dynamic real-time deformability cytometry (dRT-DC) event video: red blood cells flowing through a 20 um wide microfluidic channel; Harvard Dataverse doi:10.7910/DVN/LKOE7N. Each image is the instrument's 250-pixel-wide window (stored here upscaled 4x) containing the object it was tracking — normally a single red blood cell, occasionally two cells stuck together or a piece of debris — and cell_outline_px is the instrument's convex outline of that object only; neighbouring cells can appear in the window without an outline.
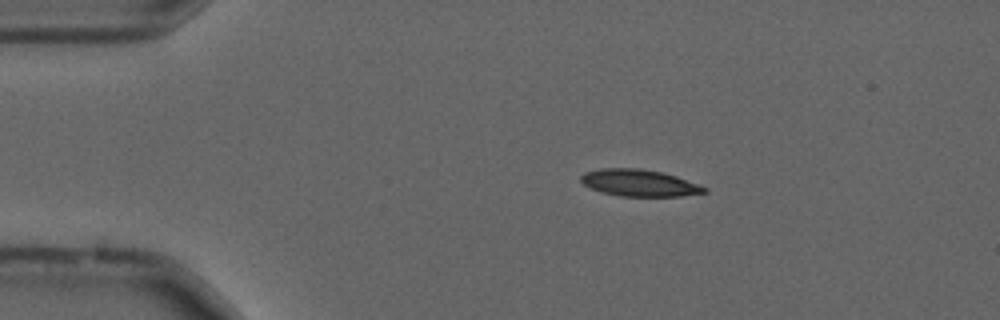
{"species": "common noctule bat (a hibernating species)", "species_latin": "Nyctalus noctula", "temperature_condition": "cold", "stored_images_in_passage": 47, "camera_frame_rate_fps": 3000, "um_per_image_px": 0.085, "animal": {"sex": "male", "forearm_length_mm": 52.5}, "frame": {"image": 1, "passage_image": 2, "time_ms": 0.333, "image_size_px": [1000, 320], "cell_outline_px": [[708, 192], [680, 196], [620, 196], [600, 192], [584, 184], [580, 180], [580, 176], [584, 172], [600, 168], [640, 168], [660, 172], [676, 176], [708, 188]], "centroid_in_image_um": [54.32, 15.54], "position_along_channel_um": 30.7, "area_um2": 19.25}}
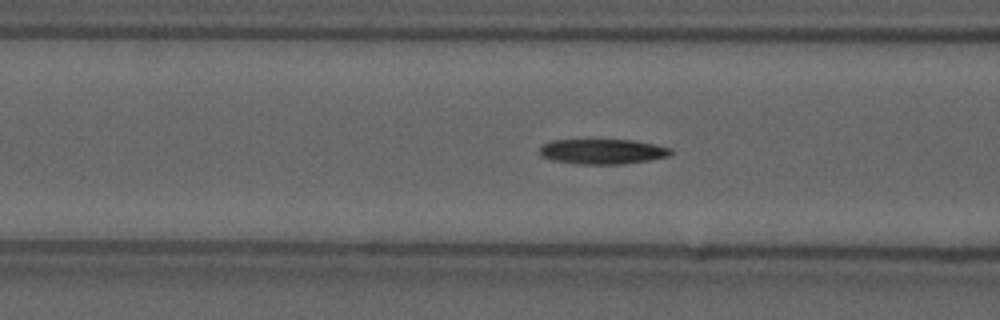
{"frame": {"image": 2, "passage_image": 13, "time_ms": 4.0, "image_size_px": [1000, 320], "cell_outline_px": [[672, 152], [668, 156], [652, 160], [620, 164], [580, 164], [552, 160], [540, 156], [540, 148], [544, 144], [552, 140], [632, 140], [656, 144], [672, 148]], "centroid_in_image_um": [51.24, 12.88], "position_along_channel_um": 115.4, "area_um2": 19.19}}
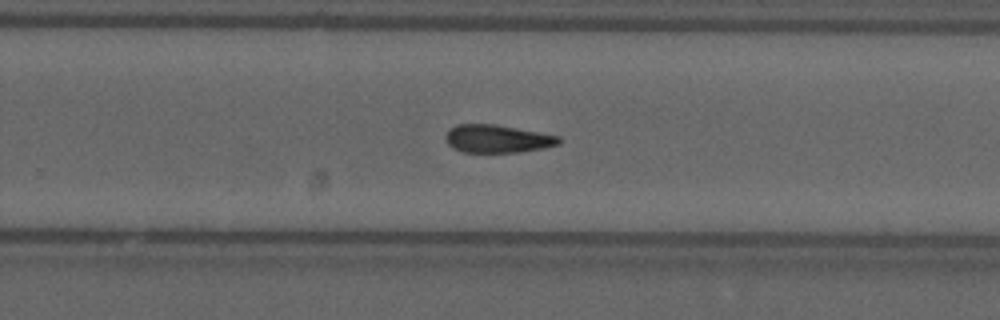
{"frame": {"image": 3, "passage_image": 27, "time_ms": 8.667, "image_size_px": [1000, 320], "cell_outline_px": [[560, 144], [544, 148], [516, 152], [464, 152], [452, 148], [448, 144], [444, 136], [448, 128], [456, 124], [492, 124], [560, 136]], "centroid_in_image_um": [42.22, 11.79], "position_along_channel_um": 287.6, "area_um2": 18.38}}